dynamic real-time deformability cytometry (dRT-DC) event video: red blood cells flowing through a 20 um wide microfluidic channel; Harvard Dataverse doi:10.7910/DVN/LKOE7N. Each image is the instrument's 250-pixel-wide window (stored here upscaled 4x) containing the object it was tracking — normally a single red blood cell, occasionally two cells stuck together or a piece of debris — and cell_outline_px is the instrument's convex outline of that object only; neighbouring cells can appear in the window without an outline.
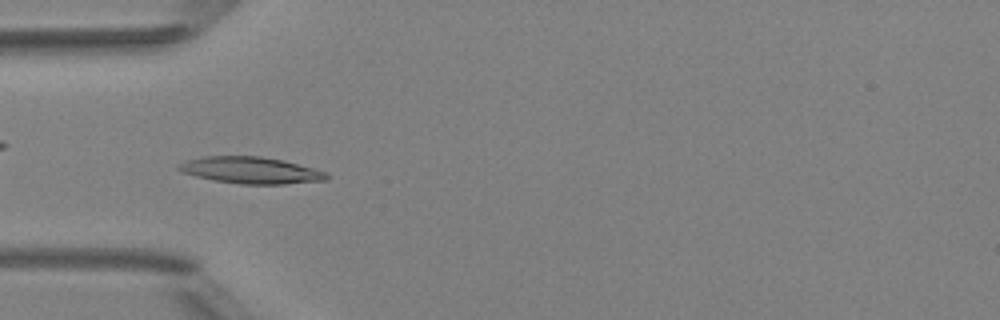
{"species": "Egyptian fruit bat (a non-hibernating species)", "species_latin": "Rousettus aegyptiacus", "temperature_condition": "room temperature", "stored_images_in_passage": 8, "camera_frame_rate_fps": 3000, "um_per_image_px": 0.085, "animal": {"sex": "female"}, "frame": {"image": 1, "passage_image": 5, "time_ms": 5.333, "image_size_px": [1000, 320], "cell_outline_px": [[328, 176], [324, 180], [284, 184], [240, 184], [212, 180], [180, 172], [176, 168], [176, 164], [184, 160], [204, 156], [260, 156], [284, 160], [328, 172]], "centroid_in_image_um": [21.25, 14.46], "position_along_channel_um": 63.8, "area_um2": 23.18}}
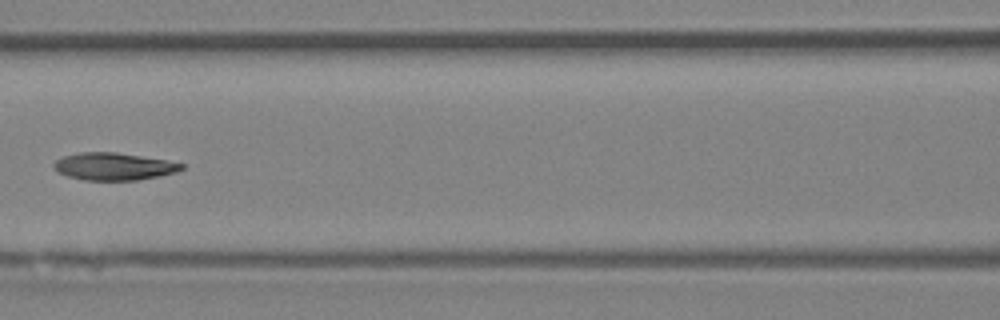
{"frame": {"image": 2, "passage_image": 7, "time_ms": 7.667, "image_size_px": [1000, 320], "cell_outline_px": [[184, 168], [176, 172], [160, 176], [140, 180], [84, 180], [68, 176], [56, 172], [52, 168], [52, 164], [56, 160], [64, 156], [80, 152], [116, 152], [164, 160], [184, 164]], "centroid_in_image_um": [9.63, 14.15], "position_along_channel_um": 157.0, "area_um2": 20.4}}
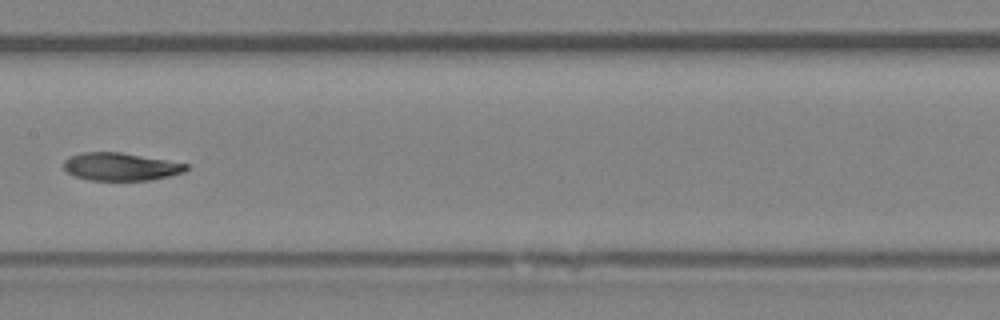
{"frame": {"image": 3, "passage_image": 8, "time_ms": 8.667, "image_size_px": [1000, 320], "cell_outline_px": [[188, 168], [184, 172], [168, 176], [148, 180], [88, 180], [76, 176], [68, 172], [64, 168], [64, 160], [68, 156], [84, 152], [120, 152], [188, 164]], "centroid_in_image_um": [10.23, 14.16], "position_along_channel_um": 197.2, "area_um2": 19.65}}